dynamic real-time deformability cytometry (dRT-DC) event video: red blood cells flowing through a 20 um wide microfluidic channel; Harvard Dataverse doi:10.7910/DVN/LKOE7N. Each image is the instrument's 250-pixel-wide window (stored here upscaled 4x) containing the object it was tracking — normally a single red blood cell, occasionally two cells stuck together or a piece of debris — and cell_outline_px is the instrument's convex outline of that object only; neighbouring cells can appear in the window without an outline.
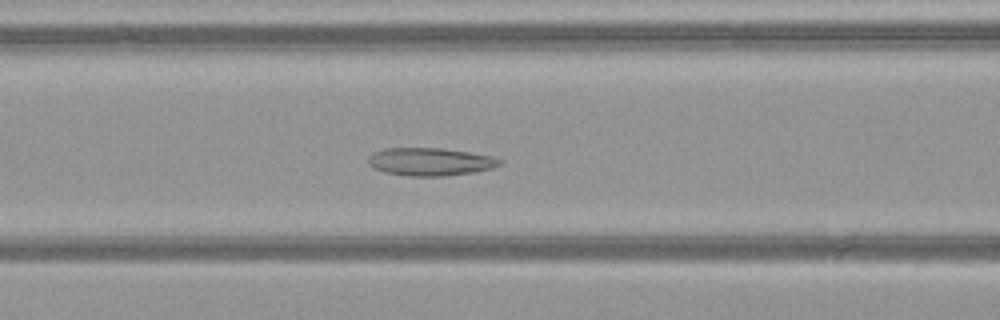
{"species": "common noctule bat (a hibernating species)", "species_latin": "Nyctalus noctula", "temperature_condition": "warm", "stored_images_in_passage": 36, "camera_frame_rate_fps": 3000, "um_per_image_px": 0.085, "animal": {"sex": "female", "body_mass_g": 21.9}, "frame": {"image": 1, "passage_image": 18, "time_ms": 5.667, "image_size_px": [1000, 320], "cell_outline_px": [[504, 164], [492, 168], [472, 172], [444, 176], [408, 176], [384, 172], [372, 168], [368, 164], [368, 156], [372, 152], [384, 148], [440, 148], [468, 152], [492, 156], [504, 160]], "centroid_in_image_um": [36.55, 13.74], "position_along_channel_um": 130.1, "area_um2": 21.56}}